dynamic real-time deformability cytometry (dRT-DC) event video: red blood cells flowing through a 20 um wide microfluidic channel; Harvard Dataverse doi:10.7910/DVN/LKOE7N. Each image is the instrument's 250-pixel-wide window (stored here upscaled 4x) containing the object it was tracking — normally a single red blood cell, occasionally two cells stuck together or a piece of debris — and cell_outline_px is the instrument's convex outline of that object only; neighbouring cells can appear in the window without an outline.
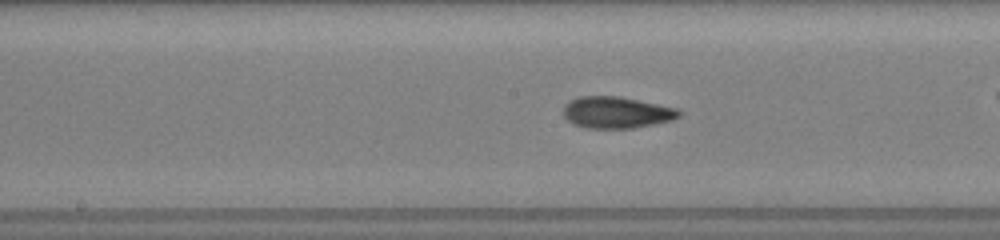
{"species": "common noctule bat (a hibernating species)", "species_latin": "Nyctalus noctula", "temperature_condition": "room temperature", "stored_images_in_passage": 48, "camera_frame_rate_fps": 3000, "um_per_image_px": 0.085, "animal": {"sex": "female", "body_mass_g": 19.5, "forearm_length_mm": 54.1}, "frame": {"image": 1, "passage_image": 28, "time_ms": 9.0, "image_size_px": [1000, 240], "cell_outline_px": [[680, 116], [672, 120], [632, 128], [588, 128], [576, 124], [568, 120], [564, 116], [564, 104], [580, 96], [620, 96], [676, 108], [680, 112]], "centroid_in_image_um": [52.4, 9.55], "position_along_channel_um": 195.8, "area_um2": 20.98}}